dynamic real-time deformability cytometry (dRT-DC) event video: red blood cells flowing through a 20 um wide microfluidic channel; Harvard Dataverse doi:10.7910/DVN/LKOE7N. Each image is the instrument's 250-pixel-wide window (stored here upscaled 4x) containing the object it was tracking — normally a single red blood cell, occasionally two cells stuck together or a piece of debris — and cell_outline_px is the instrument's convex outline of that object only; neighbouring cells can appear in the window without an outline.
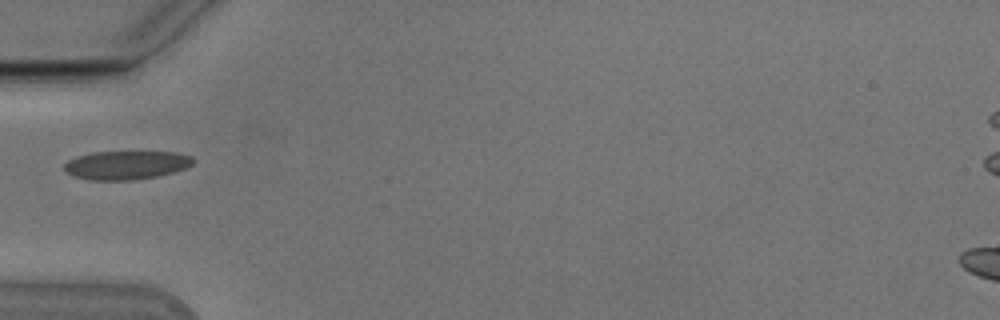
{"species": "Egyptian fruit bat (a non-hibernating species)", "species_latin": "Rousettus aegyptiacus", "temperature_condition": "cold", "stored_images_in_passage": 37, "camera_frame_rate_fps": 3000, "um_per_image_px": 0.085, "animal": {"sex": "male"}, "frame": {"image": 1, "passage_image": 1, "time_ms": 0.0, "image_size_px": [1000, 320], "cell_outline_px": [[196, 160], [192, 164], [184, 168], [172, 172], [156, 176], [132, 180], [92, 180], [76, 176], [68, 172], [64, 168], [64, 164], [68, 160], [76, 156], [92, 152], [176, 152], [192, 156]], "centroid_in_image_um": [10.74, 14.02], "position_along_channel_um": 74.3, "area_um2": 21.33}}
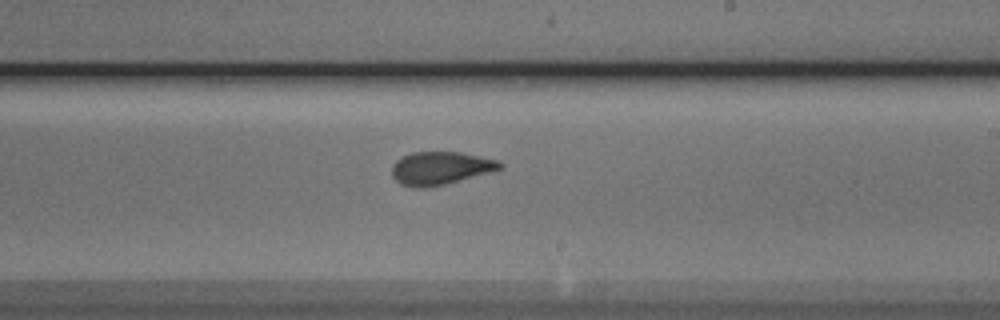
{"frame": {"image": 2, "passage_image": 15, "time_ms": 4.667, "image_size_px": [1000, 320], "cell_outline_px": [[504, 164], [500, 168], [444, 184], [428, 188], [416, 188], [400, 184], [392, 176], [392, 164], [396, 160], [412, 152], [460, 152], [500, 160]], "centroid_in_image_um": [37.38, 14.28], "position_along_channel_um": 251.6, "area_um2": 20.52}}
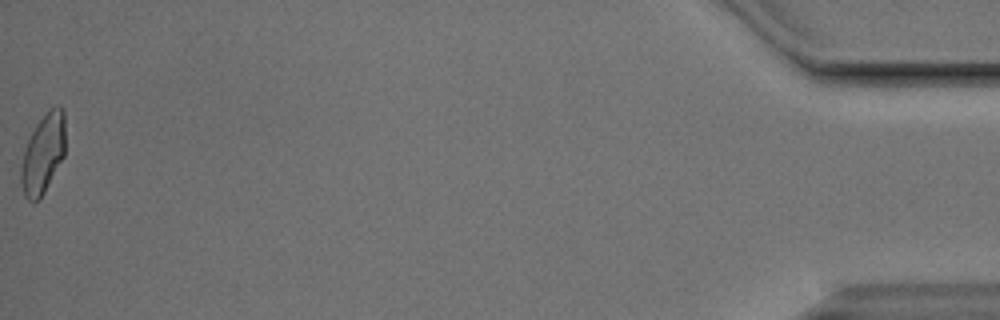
{"frame": {"image": 3, "passage_image": 37, "time_ms": 12.0, "image_size_px": [1000, 320], "cell_outline_px": [[64, 156], [40, 200], [32, 204], [24, 196], [20, 184], [20, 168], [24, 148], [36, 124], [48, 108], [60, 104], [64, 108]], "centroid_in_image_um": [3.64, 13.08], "position_along_channel_um": 431.6, "area_um2": 20.92}, "authors_computed_cell_mechanics": {"area_um2": 20.519, "velocity_mm_per_s": 3.7915, "shape_relaxation_time_tau1_ms": 5.8877, "shape_relaxation_time_tau2_ms": 0.9124, "deformation_change_tau1": 0.1516, "deformation_change_tau2": 0.0577}}